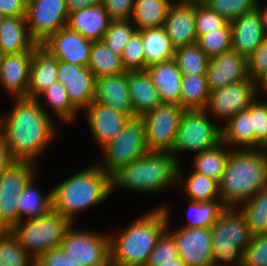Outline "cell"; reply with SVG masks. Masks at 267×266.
I'll return each instance as SVG.
<instances>
[{
	"label": "cell",
	"instance_id": "62",
	"mask_svg": "<svg viewBox=\"0 0 267 266\" xmlns=\"http://www.w3.org/2000/svg\"><path fill=\"white\" fill-rule=\"evenodd\" d=\"M4 56H5V54H4V53L2 52V50L0 49V65H1L2 62H3Z\"/></svg>",
	"mask_w": 267,
	"mask_h": 266
},
{
	"label": "cell",
	"instance_id": "20",
	"mask_svg": "<svg viewBox=\"0 0 267 266\" xmlns=\"http://www.w3.org/2000/svg\"><path fill=\"white\" fill-rule=\"evenodd\" d=\"M94 101L127 116H134L127 84V71L96 78Z\"/></svg>",
	"mask_w": 267,
	"mask_h": 266
},
{
	"label": "cell",
	"instance_id": "16",
	"mask_svg": "<svg viewBox=\"0 0 267 266\" xmlns=\"http://www.w3.org/2000/svg\"><path fill=\"white\" fill-rule=\"evenodd\" d=\"M58 81L67 89L69 100L79 111L94 101L95 76L88 67L58 61Z\"/></svg>",
	"mask_w": 267,
	"mask_h": 266
},
{
	"label": "cell",
	"instance_id": "2",
	"mask_svg": "<svg viewBox=\"0 0 267 266\" xmlns=\"http://www.w3.org/2000/svg\"><path fill=\"white\" fill-rule=\"evenodd\" d=\"M231 149L219 182L225 207H237L267 186V149Z\"/></svg>",
	"mask_w": 267,
	"mask_h": 266
},
{
	"label": "cell",
	"instance_id": "41",
	"mask_svg": "<svg viewBox=\"0 0 267 266\" xmlns=\"http://www.w3.org/2000/svg\"><path fill=\"white\" fill-rule=\"evenodd\" d=\"M39 96H43L55 115L65 122L73 120L78 112L69 100L66 87L60 81L54 82Z\"/></svg>",
	"mask_w": 267,
	"mask_h": 266
},
{
	"label": "cell",
	"instance_id": "21",
	"mask_svg": "<svg viewBox=\"0 0 267 266\" xmlns=\"http://www.w3.org/2000/svg\"><path fill=\"white\" fill-rule=\"evenodd\" d=\"M232 50L246 58L261 44L265 34L257 9L230 22Z\"/></svg>",
	"mask_w": 267,
	"mask_h": 266
},
{
	"label": "cell",
	"instance_id": "48",
	"mask_svg": "<svg viewBox=\"0 0 267 266\" xmlns=\"http://www.w3.org/2000/svg\"><path fill=\"white\" fill-rule=\"evenodd\" d=\"M242 266H267V234H254L243 252Z\"/></svg>",
	"mask_w": 267,
	"mask_h": 266
},
{
	"label": "cell",
	"instance_id": "12",
	"mask_svg": "<svg viewBox=\"0 0 267 266\" xmlns=\"http://www.w3.org/2000/svg\"><path fill=\"white\" fill-rule=\"evenodd\" d=\"M68 15L66 0H27L26 24L37 45L66 27Z\"/></svg>",
	"mask_w": 267,
	"mask_h": 266
},
{
	"label": "cell",
	"instance_id": "49",
	"mask_svg": "<svg viewBox=\"0 0 267 266\" xmlns=\"http://www.w3.org/2000/svg\"><path fill=\"white\" fill-rule=\"evenodd\" d=\"M253 128L255 129V149H267V101L257 99L251 105Z\"/></svg>",
	"mask_w": 267,
	"mask_h": 266
},
{
	"label": "cell",
	"instance_id": "25",
	"mask_svg": "<svg viewBox=\"0 0 267 266\" xmlns=\"http://www.w3.org/2000/svg\"><path fill=\"white\" fill-rule=\"evenodd\" d=\"M127 84L134 117H140L162 104L159 92L146 70L127 71Z\"/></svg>",
	"mask_w": 267,
	"mask_h": 266
},
{
	"label": "cell",
	"instance_id": "61",
	"mask_svg": "<svg viewBox=\"0 0 267 266\" xmlns=\"http://www.w3.org/2000/svg\"><path fill=\"white\" fill-rule=\"evenodd\" d=\"M3 139V118L0 116V141Z\"/></svg>",
	"mask_w": 267,
	"mask_h": 266
},
{
	"label": "cell",
	"instance_id": "17",
	"mask_svg": "<svg viewBox=\"0 0 267 266\" xmlns=\"http://www.w3.org/2000/svg\"><path fill=\"white\" fill-rule=\"evenodd\" d=\"M210 91L249 78L247 58L233 50L209 57L206 71Z\"/></svg>",
	"mask_w": 267,
	"mask_h": 266
},
{
	"label": "cell",
	"instance_id": "33",
	"mask_svg": "<svg viewBox=\"0 0 267 266\" xmlns=\"http://www.w3.org/2000/svg\"><path fill=\"white\" fill-rule=\"evenodd\" d=\"M31 178L20 193L18 207V223L23 222V215L29 216L28 220L38 219L53 209L52 190L44 197L37 189L32 187ZM44 197V198H43Z\"/></svg>",
	"mask_w": 267,
	"mask_h": 266
},
{
	"label": "cell",
	"instance_id": "31",
	"mask_svg": "<svg viewBox=\"0 0 267 266\" xmlns=\"http://www.w3.org/2000/svg\"><path fill=\"white\" fill-rule=\"evenodd\" d=\"M87 67L95 78L126 72L121 56L111 51L103 40L93 42Z\"/></svg>",
	"mask_w": 267,
	"mask_h": 266
},
{
	"label": "cell",
	"instance_id": "40",
	"mask_svg": "<svg viewBox=\"0 0 267 266\" xmlns=\"http://www.w3.org/2000/svg\"><path fill=\"white\" fill-rule=\"evenodd\" d=\"M189 205L191 218L189 223L183 226L186 228H210L226 208L220 199L205 202L190 201Z\"/></svg>",
	"mask_w": 267,
	"mask_h": 266
},
{
	"label": "cell",
	"instance_id": "56",
	"mask_svg": "<svg viewBox=\"0 0 267 266\" xmlns=\"http://www.w3.org/2000/svg\"><path fill=\"white\" fill-rule=\"evenodd\" d=\"M102 0H66L67 12L78 11L101 3Z\"/></svg>",
	"mask_w": 267,
	"mask_h": 266
},
{
	"label": "cell",
	"instance_id": "10",
	"mask_svg": "<svg viewBox=\"0 0 267 266\" xmlns=\"http://www.w3.org/2000/svg\"><path fill=\"white\" fill-rule=\"evenodd\" d=\"M221 142V127L208 119L205 110H186L180 121L172 154L179 151H193L199 154Z\"/></svg>",
	"mask_w": 267,
	"mask_h": 266
},
{
	"label": "cell",
	"instance_id": "9",
	"mask_svg": "<svg viewBox=\"0 0 267 266\" xmlns=\"http://www.w3.org/2000/svg\"><path fill=\"white\" fill-rule=\"evenodd\" d=\"M185 111L176 103H162L140 116L144 125L148 151L172 153Z\"/></svg>",
	"mask_w": 267,
	"mask_h": 266
},
{
	"label": "cell",
	"instance_id": "36",
	"mask_svg": "<svg viewBox=\"0 0 267 266\" xmlns=\"http://www.w3.org/2000/svg\"><path fill=\"white\" fill-rule=\"evenodd\" d=\"M173 60L183 75L206 74L209 57L197 43L175 49Z\"/></svg>",
	"mask_w": 267,
	"mask_h": 266
},
{
	"label": "cell",
	"instance_id": "37",
	"mask_svg": "<svg viewBox=\"0 0 267 266\" xmlns=\"http://www.w3.org/2000/svg\"><path fill=\"white\" fill-rule=\"evenodd\" d=\"M240 211L253 234H267V186L247 200Z\"/></svg>",
	"mask_w": 267,
	"mask_h": 266
},
{
	"label": "cell",
	"instance_id": "29",
	"mask_svg": "<svg viewBox=\"0 0 267 266\" xmlns=\"http://www.w3.org/2000/svg\"><path fill=\"white\" fill-rule=\"evenodd\" d=\"M144 46L145 70L147 67L172 60L175 47L163 27L141 30Z\"/></svg>",
	"mask_w": 267,
	"mask_h": 266
},
{
	"label": "cell",
	"instance_id": "55",
	"mask_svg": "<svg viewBox=\"0 0 267 266\" xmlns=\"http://www.w3.org/2000/svg\"><path fill=\"white\" fill-rule=\"evenodd\" d=\"M15 162H17L11 155V151L2 139L0 141V175L9 167H11Z\"/></svg>",
	"mask_w": 267,
	"mask_h": 266
},
{
	"label": "cell",
	"instance_id": "27",
	"mask_svg": "<svg viewBox=\"0 0 267 266\" xmlns=\"http://www.w3.org/2000/svg\"><path fill=\"white\" fill-rule=\"evenodd\" d=\"M36 46L29 34L25 16L4 18L0 27V49L4 54L33 52Z\"/></svg>",
	"mask_w": 267,
	"mask_h": 266
},
{
	"label": "cell",
	"instance_id": "26",
	"mask_svg": "<svg viewBox=\"0 0 267 266\" xmlns=\"http://www.w3.org/2000/svg\"><path fill=\"white\" fill-rule=\"evenodd\" d=\"M153 85L157 88L162 103L180 105L182 72L172 59L146 68Z\"/></svg>",
	"mask_w": 267,
	"mask_h": 266
},
{
	"label": "cell",
	"instance_id": "46",
	"mask_svg": "<svg viewBox=\"0 0 267 266\" xmlns=\"http://www.w3.org/2000/svg\"><path fill=\"white\" fill-rule=\"evenodd\" d=\"M195 27L197 37L222 28H231L230 22L205 4H195Z\"/></svg>",
	"mask_w": 267,
	"mask_h": 266
},
{
	"label": "cell",
	"instance_id": "45",
	"mask_svg": "<svg viewBox=\"0 0 267 266\" xmlns=\"http://www.w3.org/2000/svg\"><path fill=\"white\" fill-rule=\"evenodd\" d=\"M125 71H145L144 46L141 30H136L121 55Z\"/></svg>",
	"mask_w": 267,
	"mask_h": 266
},
{
	"label": "cell",
	"instance_id": "54",
	"mask_svg": "<svg viewBox=\"0 0 267 266\" xmlns=\"http://www.w3.org/2000/svg\"><path fill=\"white\" fill-rule=\"evenodd\" d=\"M27 0H0V14L5 17L25 16Z\"/></svg>",
	"mask_w": 267,
	"mask_h": 266
},
{
	"label": "cell",
	"instance_id": "51",
	"mask_svg": "<svg viewBox=\"0 0 267 266\" xmlns=\"http://www.w3.org/2000/svg\"><path fill=\"white\" fill-rule=\"evenodd\" d=\"M247 65L249 77L256 82L267 73V36L247 57Z\"/></svg>",
	"mask_w": 267,
	"mask_h": 266
},
{
	"label": "cell",
	"instance_id": "19",
	"mask_svg": "<svg viewBox=\"0 0 267 266\" xmlns=\"http://www.w3.org/2000/svg\"><path fill=\"white\" fill-rule=\"evenodd\" d=\"M173 2L167 11L163 28L175 48L197 42L195 3Z\"/></svg>",
	"mask_w": 267,
	"mask_h": 266
},
{
	"label": "cell",
	"instance_id": "34",
	"mask_svg": "<svg viewBox=\"0 0 267 266\" xmlns=\"http://www.w3.org/2000/svg\"><path fill=\"white\" fill-rule=\"evenodd\" d=\"M179 168L180 167L178 166L177 181L179 183L185 182L184 188L186 189L190 201H212L216 200L215 196H218L217 199H220L219 182L217 180L194 171L189 175L186 182L183 180V172H181Z\"/></svg>",
	"mask_w": 267,
	"mask_h": 266
},
{
	"label": "cell",
	"instance_id": "8",
	"mask_svg": "<svg viewBox=\"0 0 267 266\" xmlns=\"http://www.w3.org/2000/svg\"><path fill=\"white\" fill-rule=\"evenodd\" d=\"M105 164L99 166L109 177L119 168L148 152L144 125L140 117L131 118L121 132L102 148Z\"/></svg>",
	"mask_w": 267,
	"mask_h": 266
},
{
	"label": "cell",
	"instance_id": "39",
	"mask_svg": "<svg viewBox=\"0 0 267 266\" xmlns=\"http://www.w3.org/2000/svg\"><path fill=\"white\" fill-rule=\"evenodd\" d=\"M34 261L10 230H0V266H29Z\"/></svg>",
	"mask_w": 267,
	"mask_h": 266
},
{
	"label": "cell",
	"instance_id": "35",
	"mask_svg": "<svg viewBox=\"0 0 267 266\" xmlns=\"http://www.w3.org/2000/svg\"><path fill=\"white\" fill-rule=\"evenodd\" d=\"M223 143L196 154L194 171L220 182L231 150L222 149Z\"/></svg>",
	"mask_w": 267,
	"mask_h": 266
},
{
	"label": "cell",
	"instance_id": "47",
	"mask_svg": "<svg viewBox=\"0 0 267 266\" xmlns=\"http://www.w3.org/2000/svg\"><path fill=\"white\" fill-rule=\"evenodd\" d=\"M166 230L158 239L156 246L149 255L145 266H157V264L176 263L179 257L174 237Z\"/></svg>",
	"mask_w": 267,
	"mask_h": 266
},
{
	"label": "cell",
	"instance_id": "14",
	"mask_svg": "<svg viewBox=\"0 0 267 266\" xmlns=\"http://www.w3.org/2000/svg\"><path fill=\"white\" fill-rule=\"evenodd\" d=\"M169 233L174 237L179 257L186 266H212L210 228L181 227Z\"/></svg>",
	"mask_w": 267,
	"mask_h": 266
},
{
	"label": "cell",
	"instance_id": "32",
	"mask_svg": "<svg viewBox=\"0 0 267 266\" xmlns=\"http://www.w3.org/2000/svg\"><path fill=\"white\" fill-rule=\"evenodd\" d=\"M209 94L206 74L182 76L180 105L185 110H204Z\"/></svg>",
	"mask_w": 267,
	"mask_h": 266
},
{
	"label": "cell",
	"instance_id": "53",
	"mask_svg": "<svg viewBox=\"0 0 267 266\" xmlns=\"http://www.w3.org/2000/svg\"><path fill=\"white\" fill-rule=\"evenodd\" d=\"M34 266H77L70 257L60 248L48 250L41 254Z\"/></svg>",
	"mask_w": 267,
	"mask_h": 266
},
{
	"label": "cell",
	"instance_id": "43",
	"mask_svg": "<svg viewBox=\"0 0 267 266\" xmlns=\"http://www.w3.org/2000/svg\"><path fill=\"white\" fill-rule=\"evenodd\" d=\"M198 46L208 57L232 50L231 28L217 29L197 37Z\"/></svg>",
	"mask_w": 267,
	"mask_h": 266
},
{
	"label": "cell",
	"instance_id": "60",
	"mask_svg": "<svg viewBox=\"0 0 267 266\" xmlns=\"http://www.w3.org/2000/svg\"><path fill=\"white\" fill-rule=\"evenodd\" d=\"M182 2H188V3H195V4H203L206 0H179Z\"/></svg>",
	"mask_w": 267,
	"mask_h": 266
},
{
	"label": "cell",
	"instance_id": "59",
	"mask_svg": "<svg viewBox=\"0 0 267 266\" xmlns=\"http://www.w3.org/2000/svg\"><path fill=\"white\" fill-rule=\"evenodd\" d=\"M157 266H186V264L180 257H177L176 263L157 264Z\"/></svg>",
	"mask_w": 267,
	"mask_h": 266
},
{
	"label": "cell",
	"instance_id": "18",
	"mask_svg": "<svg viewBox=\"0 0 267 266\" xmlns=\"http://www.w3.org/2000/svg\"><path fill=\"white\" fill-rule=\"evenodd\" d=\"M84 111L92 134L102 148L121 132L131 118H134L95 101Z\"/></svg>",
	"mask_w": 267,
	"mask_h": 266
},
{
	"label": "cell",
	"instance_id": "3",
	"mask_svg": "<svg viewBox=\"0 0 267 266\" xmlns=\"http://www.w3.org/2000/svg\"><path fill=\"white\" fill-rule=\"evenodd\" d=\"M166 207L136 219L129 227L110 237V264L113 266H145L158 239L168 229Z\"/></svg>",
	"mask_w": 267,
	"mask_h": 266
},
{
	"label": "cell",
	"instance_id": "4",
	"mask_svg": "<svg viewBox=\"0 0 267 266\" xmlns=\"http://www.w3.org/2000/svg\"><path fill=\"white\" fill-rule=\"evenodd\" d=\"M111 193L110 177L93 166L66 179L52 189L53 210L74 224L78 211L98 204Z\"/></svg>",
	"mask_w": 267,
	"mask_h": 266
},
{
	"label": "cell",
	"instance_id": "24",
	"mask_svg": "<svg viewBox=\"0 0 267 266\" xmlns=\"http://www.w3.org/2000/svg\"><path fill=\"white\" fill-rule=\"evenodd\" d=\"M110 22L111 19L104 8V5L99 3L69 13L66 26L69 29L78 32L85 39L94 42L103 39Z\"/></svg>",
	"mask_w": 267,
	"mask_h": 266
},
{
	"label": "cell",
	"instance_id": "5",
	"mask_svg": "<svg viewBox=\"0 0 267 266\" xmlns=\"http://www.w3.org/2000/svg\"><path fill=\"white\" fill-rule=\"evenodd\" d=\"M176 158L169 152L148 151L110 176L111 192L116 185L145 193L164 190L170 183L177 181L180 165Z\"/></svg>",
	"mask_w": 267,
	"mask_h": 266
},
{
	"label": "cell",
	"instance_id": "42",
	"mask_svg": "<svg viewBox=\"0 0 267 266\" xmlns=\"http://www.w3.org/2000/svg\"><path fill=\"white\" fill-rule=\"evenodd\" d=\"M130 24V20H111L102 39L111 51L120 56L132 34L137 30Z\"/></svg>",
	"mask_w": 267,
	"mask_h": 266
},
{
	"label": "cell",
	"instance_id": "6",
	"mask_svg": "<svg viewBox=\"0 0 267 266\" xmlns=\"http://www.w3.org/2000/svg\"><path fill=\"white\" fill-rule=\"evenodd\" d=\"M235 210L237 209L226 207L210 227L212 266H220L222 261H235L236 266H242L243 252L254 234L250 231L242 212L237 213ZM221 266L226 265L222 263Z\"/></svg>",
	"mask_w": 267,
	"mask_h": 266
},
{
	"label": "cell",
	"instance_id": "38",
	"mask_svg": "<svg viewBox=\"0 0 267 266\" xmlns=\"http://www.w3.org/2000/svg\"><path fill=\"white\" fill-rule=\"evenodd\" d=\"M33 164L15 162L0 175V193L20 194L25 185L34 176Z\"/></svg>",
	"mask_w": 267,
	"mask_h": 266
},
{
	"label": "cell",
	"instance_id": "52",
	"mask_svg": "<svg viewBox=\"0 0 267 266\" xmlns=\"http://www.w3.org/2000/svg\"><path fill=\"white\" fill-rule=\"evenodd\" d=\"M111 20H131L135 0H102Z\"/></svg>",
	"mask_w": 267,
	"mask_h": 266
},
{
	"label": "cell",
	"instance_id": "22",
	"mask_svg": "<svg viewBox=\"0 0 267 266\" xmlns=\"http://www.w3.org/2000/svg\"><path fill=\"white\" fill-rule=\"evenodd\" d=\"M32 52L5 54L0 65V84L15 98L26 97Z\"/></svg>",
	"mask_w": 267,
	"mask_h": 266
},
{
	"label": "cell",
	"instance_id": "57",
	"mask_svg": "<svg viewBox=\"0 0 267 266\" xmlns=\"http://www.w3.org/2000/svg\"><path fill=\"white\" fill-rule=\"evenodd\" d=\"M256 9L258 10L260 17H261V22H262L264 34H265V36H267V7H265L264 10H262V8H260V6L257 2Z\"/></svg>",
	"mask_w": 267,
	"mask_h": 266
},
{
	"label": "cell",
	"instance_id": "28",
	"mask_svg": "<svg viewBox=\"0 0 267 266\" xmlns=\"http://www.w3.org/2000/svg\"><path fill=\"white\" fill-rule=\"evenodd\" d=\"M224 126V127H223ZM221 126L222 143L240 146L239 149H255V129L253 128L251 106L242 110Z\"/></svg>",
	"mask_w": 267,
	"mask_h": 266
},
{
	"label": "cell",
	"instance_id": "1",
	"mask_svg": "<svg viewBox=\"0 0 267 266\" xmlns=\"http://www.w3.org/2000/svg\"><path fill=\"white\" fill-rule=\"evenodd\" d=\"M3 118V140L18 162H35L56 135L47 111L37 99L15 98L9 116Z\"/></svg>",
	"mask_w": 267,
	"mask_h": 266
},
{
	"label": "cell",
	"instance_id": "15",
	"mask_svg": "<svg viewBox=\"0 0 267 266\" xmlns=\"http://www.w3.org/2000/svg\"><path fill=\"white\" fill-rule=\"evenodd\" d=\"M92 44V41L66 26L51 35L41 46L58 61L87 67Z\"/></svg>",
	"mask_w": 267,
	"mask_h": 266
},
{
	"label": "cell",
	"instance_id": "23",
	"mask_svg": "<svg viewBox=\"0 0 267 266\" xmlns=\"http://www.w3.org/2000/svg\"><path fill=\"white\" fill-rule=\"evenodd\" d=\"M58 60L41 45L32 52L27 98L39 100V95L58 81Z\"/></svg>",
	"mask_w": 267,
	"mask_h": 266
},
{
	"label": "cell",
	"instance_id": "44",
	"mask_svg": "<svg viewBox=\"0 0 267 266\" xmlns=\"http://www.w3.org/2000/svg\"><path fill=\"white\" fill-rule=\"evenodd\" d=\"M257 2L258 0H206L203 4L231 22L255 10Z\"/></svg>",
	"mask_w": 267,
	"mask_h": 266
},
{
	"label": "cell",
	"instance_id": "7",
	"mask_svg": "<svg viewBox=\"0 0 267 266\" xmlns=\"http://www.w3.org/2000/svg\"><path fill=\"white\" fill-rule=\"evenodd\" d=\"M71 225L68 219L52 209L38 219L19 222L10 231L24 251L36 260L44 252L60 247Z\"/></svg>",
	"mask_w": 267,
	"mask_h": 266
},
{
	"label": "cell",
	"instance_id": "13",
	"mask_svg": "<svg viewBox=\"0 0 267 266\" xmlns=\"http://www.w3.org/2000/svg\"><path fill=\"white\" fill-rule=\"evenodd\" d=\"M257 82L250 77L226 87L210 91L204 110L222 119H231L238 112L248 109L256 100Z\"/></svg>",
	"mask_w": 267,
	"mask_h": 266
},
{
	"label": "cell",
	"instance_id": "63",
	"mask_svg": "<svg viewBox=\"0 0 267 266\" xmlns=\"http://www.w3.org/2000/svg\"><path fill=\"white\" fill-rule=\"evenodd\" d=\"M5 16H3L2 14H0V27L2 26L3 20H4Z\"/></svg>",
	"mask_w": 267,
	"mask_h": 266
},
{
	"label": "cell",
	"instance_id": "58",
	"mask_svg": "<svg viewBox=\"0 0 267 266\" xmlns=\"http://www.w3.org/2000/svg\"><path fill=\"white\" fill-rule=\"evenodd\" d=\"M257 85H262L260 87H262L264 90V92H266V96H267V73L265 75H263L258 81H257ZM261 83V84H260Z\"/></svg>",
	"mask_w": 267,
	"mask_h": 266
},
{
	"label": "cell",
	"instance_id": "50",
	"mask_svg": "<svg viewBox=\"0 0 267 266\" xmlns=\"http://www.w3.org/2000/svg\"><path fill=\"white\" fill-rule=\"evenodd\" d=\"M20 194L0 193V230H10L18 224Z\"/></svg>",
	"mask_w": 267,
	"mask_h": 266
},
{
	"label": "cell",
	"instance_id": "30",
	"mask_svg": "<svg viewBox=\"0 0 267 266\" xmlns=\"http://www.w3.org/2000/svg\"><path fill=\"white\" fill-rule=\"evenodd\" d=\"M171 0H135L132 21L137 30L163 27Z\"/></svg>",
	"mask_w": 267,
	"mask_h": 266
},
{
	"label": "cell",
	"instance_id": "11",
	"mask_svg": "<svg viewBox=\"0 0 267 266\" xmlns=\"http://www.w3.org/2000/svg\"><path fill=\"white\" fill-rule=\"evenodd\" d=\"M60 248L77 266H110V237L67 229Z\"/></svg>",
	"mask_w": 267,
	"mask_h": 266
}]
</instances>
